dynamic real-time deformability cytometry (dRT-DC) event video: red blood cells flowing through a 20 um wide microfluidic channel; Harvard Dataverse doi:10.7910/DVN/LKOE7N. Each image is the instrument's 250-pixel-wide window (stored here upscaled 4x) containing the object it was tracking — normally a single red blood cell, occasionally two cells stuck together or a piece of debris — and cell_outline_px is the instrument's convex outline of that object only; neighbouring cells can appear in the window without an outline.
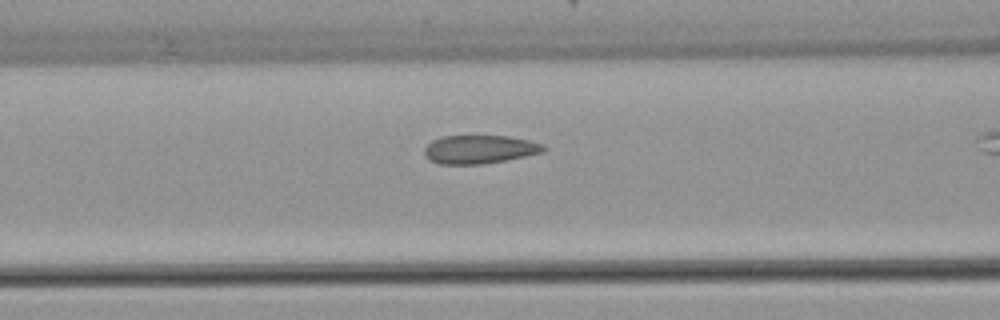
{"species": "common noctule bat (a hibernating species)", "species_latin": "Nyctalus noctula", "temperature_condition": "warm", "stored_images_in_passage": 38, "camera_frame_rate_fps": 3000, "um_per_image_px": 0.085, "animal": {"sex": "female", "body_mass_g": 22.7, "forearm_length_mm": 54.2}, "frame": {"image": 1, "passage_image": 17, "time_ms": 5.333, "image_size_px": [1000, 320], "cell_outline_px": [[548, 148], [544, 152], [484, 164], [440, 164], [428, 160], [424, 152], [424, 148], [432, 140], [440, 136], [508, 136], [528, 140], [544, 144]], "centroid_in_image_um": [40.75, 12.69], "position_along_channel_um": 125.8, "area_um2": 19.83}}
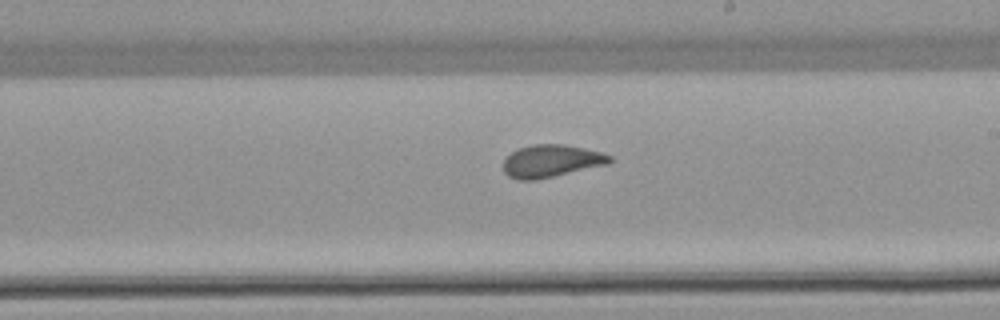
{"frame": {"image": 2, "passage_image": 26, "time_ms": 8.333, "image_size_px": [1000, 320], "cell_outline_px": [[612, 160], [608, 164], [552, 176], [532, 180], [516, 180], [508, 176], [504, 172], [504, 160], [512, 152], [520, 148], [532, 144], [564, 144], [584, 148], [600, 152], [612, 156]], "centroid_in_image_um": [46.85, 13.68], "position_along_channel_um": 242.2, "area_um2": 19.88}}
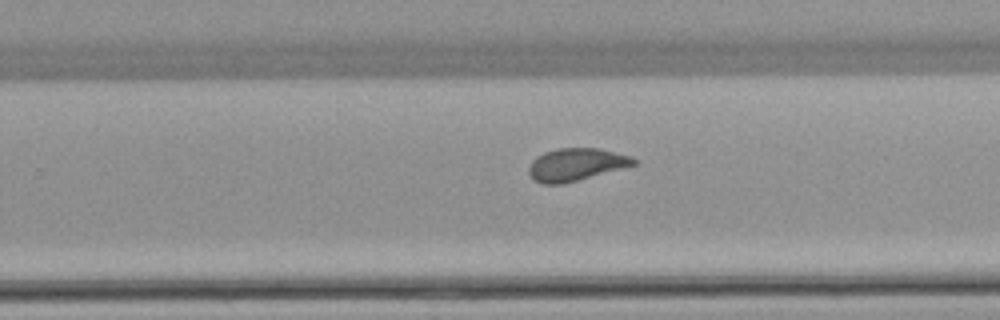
{"frame": {"image": 3, "passage_image": 29, "time_ms": 9.333, "image_size_px": [1000, 320], "cell_outline_px": [[636, 164], [564, 184], [540, 184], [532, 180], [528, 172], [528, 168], [532, 160], [536, 156], [544, 152], [556, 148], [596, 148], [628, 156], [636, 160]], "centroid_in_image_um": [48.86, 14.0], "position_along_channel_um": 280.9, "area_um2": 19.77}}